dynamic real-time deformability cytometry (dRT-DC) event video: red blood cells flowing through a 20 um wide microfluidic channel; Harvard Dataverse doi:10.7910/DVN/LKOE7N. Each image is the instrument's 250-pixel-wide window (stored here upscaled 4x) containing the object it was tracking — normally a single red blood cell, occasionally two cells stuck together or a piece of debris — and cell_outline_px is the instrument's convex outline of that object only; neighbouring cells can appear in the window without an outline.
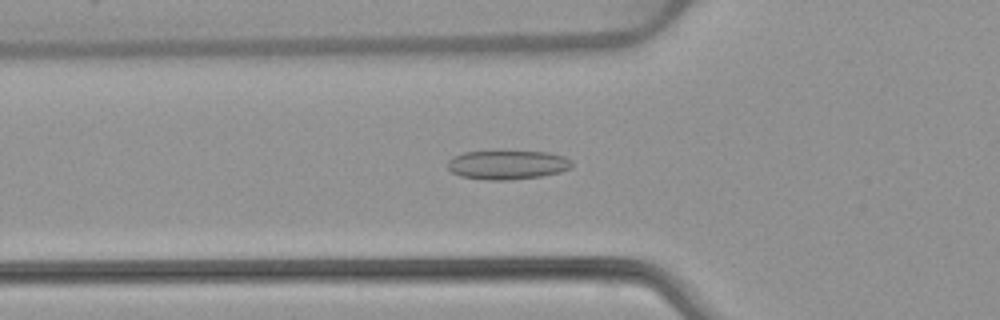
{"species": "common noctule bat (a hibernating species)", "species_latin": "Nyctalus noctula", "temperature_condition": "warm", "stored_images_in_passage": 52, "camera_frame_rate_fps": 3000, "um_per_image_px": 0.085, "animal": {"sex": "female", "body_mass_g": 22.7, "forearm_length_mm": 54.2}, "frame": {"image": 1, "passage_image": 18, "time_ms": 5.667, "image_size_px": [1000, 320], "cell_outline_px": [[572, 168], [560, 172], [540, 176], [508, 180], [488, 180], [460, 176], [452, 172], [448, 168], [448, 160], [452, 156], [464, 152], [548, 152], [564, 156], [572, 160]], "centroid_in_image_um": [43.14, 14.01], "position_along_channel_um": 82.7, "area_um2": 20.92}}
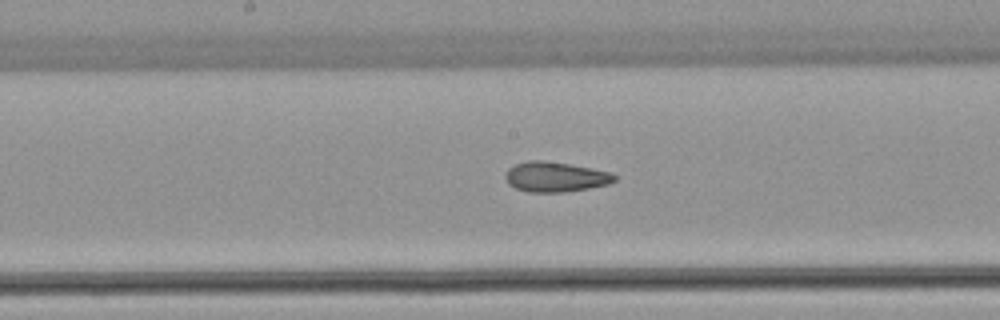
{"frame": {"image": 2, "passage_image": 27, "time_ms": 8.667, "image_size_px": [1000, 320], "cell_outline_px": [[616, 180], [608, 184], [588, 188], [564, 192], [528, 192], [516, 188], [508, 184], [504, 176], [508, 168], [516, 164], [528, 160], [544, 160], [592, 168], [612, 172], [616, 176]], "centroid_in_image_um": [47.19, 15.03], "position_along_channel_um": 201.0, "area_um2": 19.13}}
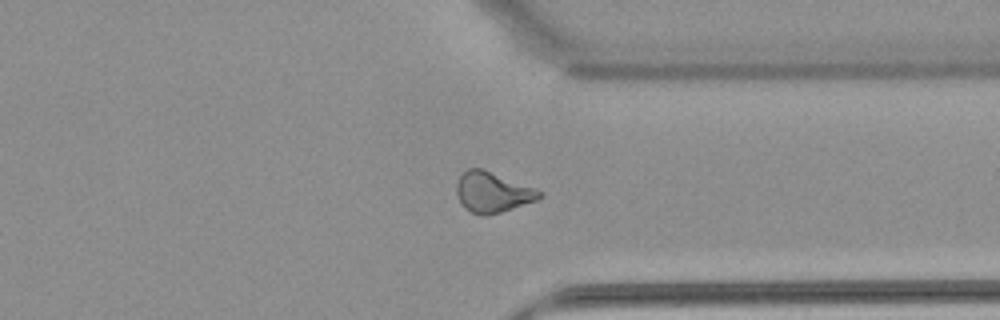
{"frame": {"image": 3, "passage_image": 40, "time_ms": 13.0, "image_size_px": [1000, 320], "cell_outline_px": [[544, 196], [536, 200], [488, 216], [480, 216], [464, 208], [460, 204], [456, 196], [456, 184], [460, 176], [468, 168], [480, 168], [544, 192]], "centroid_in_image_um": [41.82, 16.36], "position_along_channel_um": 369.6, "area_um2": 19.36}, "authors_computed_cell_mechanics": {"area_um2": 20.0566, "velocity_mm_per_s": 3.9191, "shape_relaxation_time_tau1_ms": null, "shape_relaxation_time_tau2_ms": 2.4613, "deformation_change_tau1": null, "deformation_change_tau2": 0.0785}}